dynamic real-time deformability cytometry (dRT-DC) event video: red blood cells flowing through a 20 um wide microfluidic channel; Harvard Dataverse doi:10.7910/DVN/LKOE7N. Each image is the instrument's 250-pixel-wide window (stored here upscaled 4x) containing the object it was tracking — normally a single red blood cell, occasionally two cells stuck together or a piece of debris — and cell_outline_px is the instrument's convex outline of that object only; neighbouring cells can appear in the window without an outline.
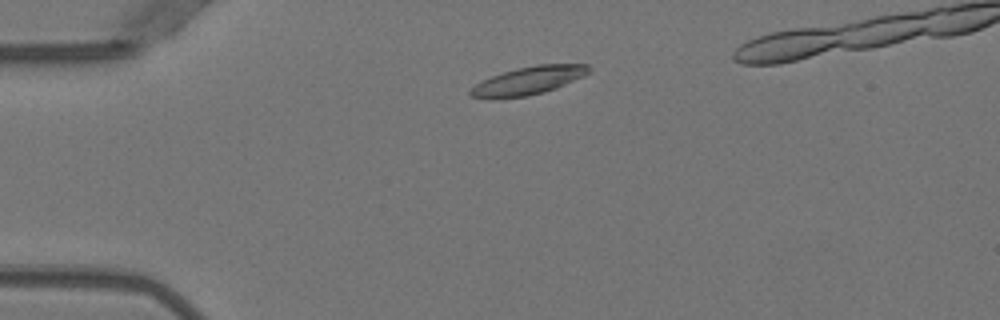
{"species": "Egyptian fruit bat (a non-hibernating species)", "species_latin": "Rousettus aegyptiacus", "temperature_condition": "warm", "stored_images_in_passage": 43, "camera_frame_rate_fps": 3000, "um_per_image_px": 0.085, "animal": {"sex": "female"}, "frame": {"image": 1, "passage_image": 8, "time_ms": 2.333, "image_size_px": [1000, 320], "cell_outline_px": [[592, 68], [584, 76], [556, 88], [544, 92], [528, 96], [492, 100], [488, 100], [472, 96], [468, 92], [476, 84], [492, 76], [504, 72], [536, 64], [588, 64]], "centroid_in_image_um": [44.91, 6.87], "position_along_channel_um": 40.1, "area_um2": 19.42}}
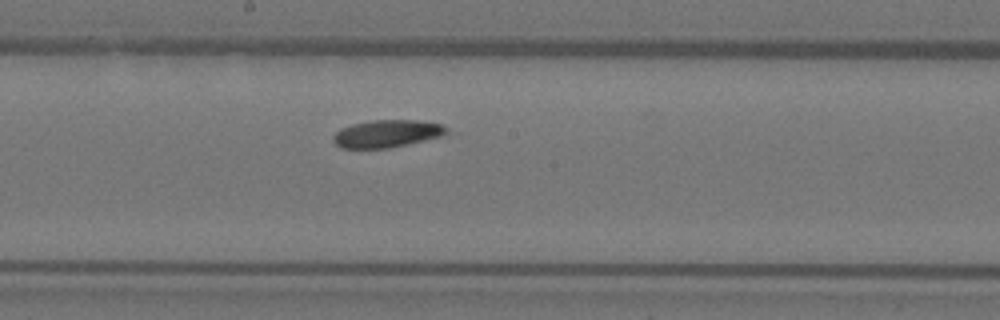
{"frame": {"image": 2, "passage_image": 24, "time_ms": 7.667, "image_size_px": [1000, 320], "cell_outline_px": [[448, 132], [440, 136], [424, 140], [388, 148], [340, 148], [332, 140], [332, 136], [340, 128], [352, 124], [372, 120], [420, 120], [444, 124], [448, 128]], "centroid_in_image_um": [32.88, 11.35], "position_along_channel_um": 215.3, "area_um2": 18.21}}
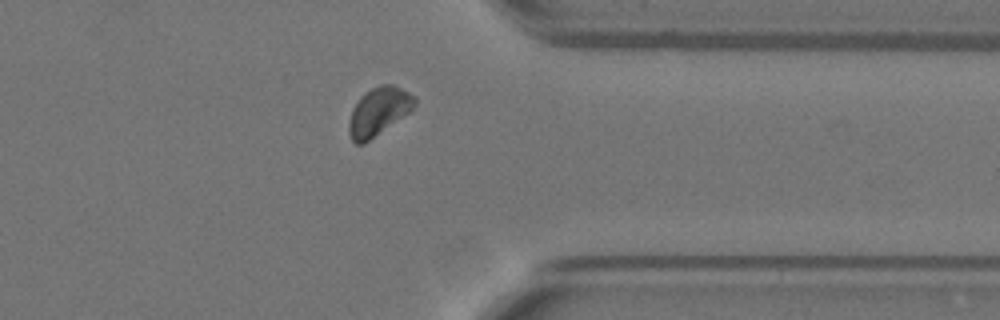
{"frame": {"image": 3, "passage_image": 37, "time_ms": 12.0, "image_size_px": [1000, 320], "cell_outline_px": [[416, 104], [408, 112], [364, 144], [356, 144], [352, 140], [348, 132], [348, 120], [352, 108], [360, 96], [364, 92], [380, 84], [392, 84], [416, 96]], "centroid_in_image_um": [32.14, 9.46], "position_along_channel_um": 379.3, "area_um2": 18.32}, "authors_computed_cell_mechanics": {"area_um2": 18.6116, "velocity_mm_per_s": 3.9289, "shape_relaxation_time_tau1_ms": 6.5712, "shape_relaxation_time_tau2_ms": null, "deformation_change_tau1": 0.1995, "deformation_change_tau2": null}}